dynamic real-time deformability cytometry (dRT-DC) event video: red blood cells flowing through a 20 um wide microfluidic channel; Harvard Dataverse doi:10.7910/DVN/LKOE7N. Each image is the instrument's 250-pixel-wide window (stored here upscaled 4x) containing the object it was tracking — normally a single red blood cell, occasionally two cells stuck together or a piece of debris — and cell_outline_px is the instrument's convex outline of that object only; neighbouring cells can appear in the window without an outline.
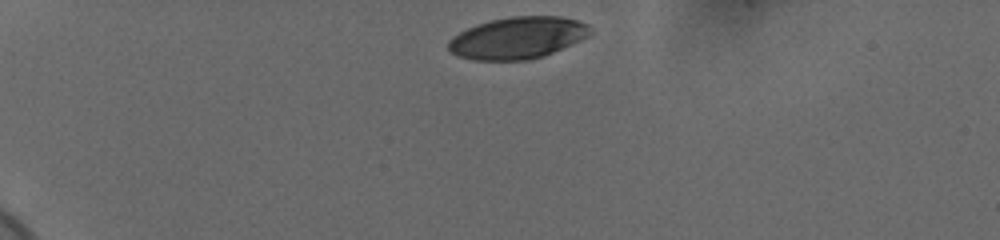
{"species": "human", "species_latin": "Homo sapiens", "temperature_condition": "cold", "stored_images_in_passage": 4, "camera_frame_rate_fps": 3000, "um_per_image_px": 0.085, "donor": {"sex": "female"}, "frame": {"image": 1, "passage_image": 1, "time_ms": 0.0, "image_size_px": [1000, 240], "cell_outline_px": [[592, 32], [588, 36], [580, 40], [544, 56], [528, 60], [472, 60], [460, 56], [452, 52], [448, 48], [448, 40], [452, 36], [476, 24], [492, 20], [512, 16], [560, 16], [576, 20], [588, 24]], "centroid_in_image_um": [44.0, 3.21], "position_along_channel_um": 41.0, "area_um2": 34.45}}
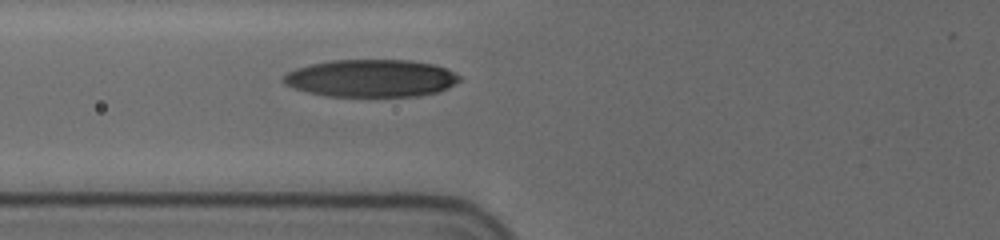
{"frame": {"image": 2, "passage_image": 4, "time_ms": 1.0, "image_size_px": [1000, 240], "cell_outline_px": [[460, 80], [448, 88], [436, 92], [420, 96], [328, 96], [308, 92], [292, 88], [284, 84], [280, 80], [288, 72], [296, 68], [312, 64], [332, 60], [408, 60], [432, 64], [448, 68], [460, 76]], "centroid_in_image_um": [31.54, 6.65], "position_along_channel_um": 94.3, "area_um2": 38.49}}